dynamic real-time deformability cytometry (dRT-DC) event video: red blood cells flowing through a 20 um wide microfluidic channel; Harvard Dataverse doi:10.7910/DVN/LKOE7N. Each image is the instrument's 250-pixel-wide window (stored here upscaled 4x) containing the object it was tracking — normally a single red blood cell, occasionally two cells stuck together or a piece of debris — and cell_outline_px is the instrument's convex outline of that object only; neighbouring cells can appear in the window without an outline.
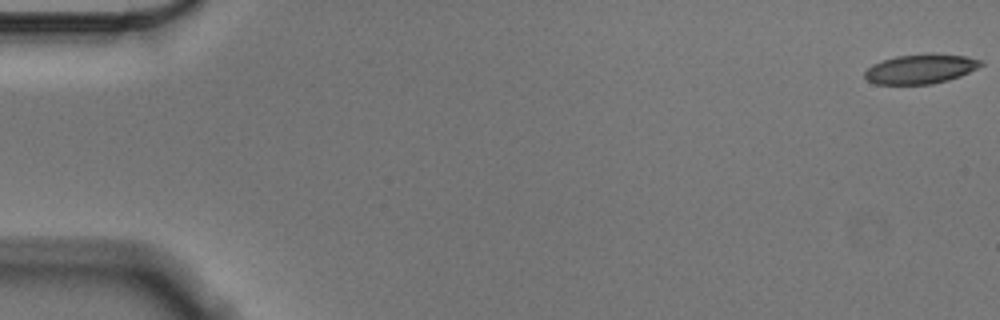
{"species": "Egyptian fruit bat (a non-hibernating species)", "species_latin": "Rousettus aegyptiacus", "temperature_condition": "cold", "stored_images_in_passage": 10, "camera_frame_rate_fps": 3000, "um_per_image_px": 0.085, "animal": {"sex": "male"}, "frame": {"image": 1, "passage_image": 1, "time_ms": 0.0, "image_size_px": [1000, 320], "cell_outline_px": [[984, 64], [960, 76], [948, 80], [932, 84], [876, 84], [868, 80], [864, 76], [864, 72], [872, 64], [896, 56], [928, 52], [932, 52], [968, 56], [984, 60]], "centroid_in_image_um": [78.29, 5.83], "position_along_channel_um": 6.7, "area_um2": 20.29}}